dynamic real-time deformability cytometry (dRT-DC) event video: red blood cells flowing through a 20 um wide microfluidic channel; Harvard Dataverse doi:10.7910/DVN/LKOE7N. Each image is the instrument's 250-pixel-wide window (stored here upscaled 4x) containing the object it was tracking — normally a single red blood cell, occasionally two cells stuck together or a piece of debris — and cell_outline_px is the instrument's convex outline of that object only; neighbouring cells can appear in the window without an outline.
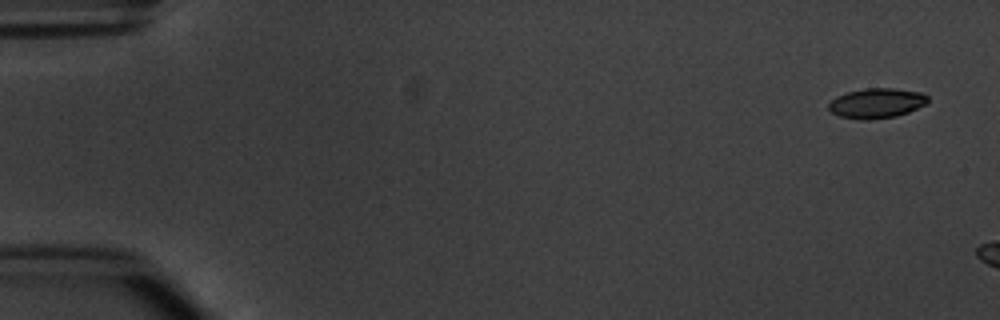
{"species": "common noctule bat (a hibernating species)", "species_latin": "Nyctalus noctula", "temperature_condition": "warm", "stored_images_in_passage": 3, "camera_frame_rate_fps": 3000, "um_per_image_px": 0.085, "animal": {"sex": "male", "body_mass_g": 20.1, "forearm_length_mm": 53.5}, "frame": {"image": 1, "passage_image": 1, "time_ms": 0.0, "image_size_px": [1000, 320], "cell_outline_px": [[928, 100], [924, 104], [908, 112], [896, 116], [868, 120], [860, 120], [840, 116], [832, 112], [828, 108], [828, 104], [836, 96], [848, 92], [864, 88], [892, 88], [920, 92], [928, 96]], "centroid_in_image_um": [74.48, 8.77], "position_along_channel_um": 10.5, "area_um2": 17.17}}